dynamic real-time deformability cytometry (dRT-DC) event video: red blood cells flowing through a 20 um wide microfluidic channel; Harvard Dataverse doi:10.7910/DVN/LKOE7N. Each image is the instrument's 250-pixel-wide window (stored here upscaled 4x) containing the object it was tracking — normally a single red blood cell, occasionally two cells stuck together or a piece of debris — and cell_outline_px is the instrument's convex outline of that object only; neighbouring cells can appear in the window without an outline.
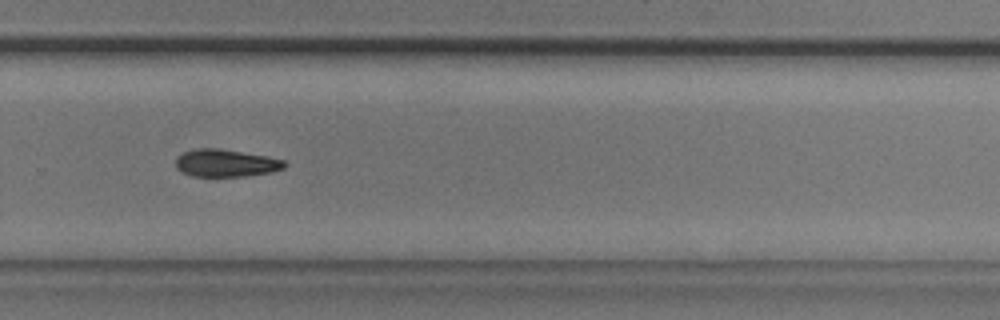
{"species": "common noctule bat (a hibernating species)", "species_latin": "Nyctalus noctula", "temperature_condition": "cold", "stored_images_in_passage": 41, "camera_frame_rate_fps": 3000, "um_per_image_px": 0.085, "animal": {"sex": "male", "body_mass_g": 20.5, "forearm_length_mm": 52.5}, "frame": {"image": 1, "passage_image": 24, "time_ms": 7.667, "image_size_px": [1000, 320], "cell_outline_px": [[288, 164], [284, 168], [272, 172], [244, 176], [192, 176], [176, 168], [176, 156], [184, 152], [196, 148], [220, 148], [268, 156], [284, 160]], "centroid_in_image_um": [19.21, 13.85], "position_along_channel_um": 310.6, "area_um2": 17.51}}
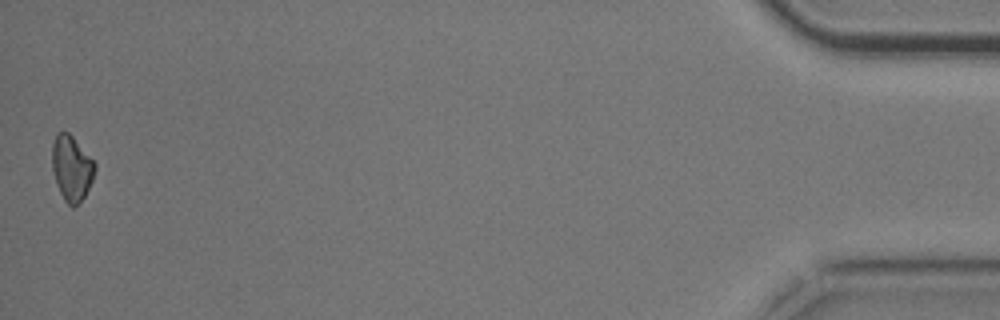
{"frame": {"image": 2, "passage_image": 41, "time_ms": 13.333, "image_size_px": [1000, 320], "cell_outline_px": [[96, 168], [92, 180], [84, 196], [72, 208], [64, 200], [56, 184], [52, 168], [52, 144], [56, 132], [68, 132], [72, 136], [96, 164]], "centroid_in_image_um": [6.06, 14.28], "position_along_channel_um": 429.1, "area_um2": 16.07}, "authors_computed_cell_mechanics": {"area_um2": 17.5712, "velocity_mm_per_s": 3.744, "shape_relaxation_time_tau1_ms": 2.6687, "shape_relaxation_time_tau2_ms": null, "deformation_change_tau1": 0.1054, "deformation_change_tau2": null}}